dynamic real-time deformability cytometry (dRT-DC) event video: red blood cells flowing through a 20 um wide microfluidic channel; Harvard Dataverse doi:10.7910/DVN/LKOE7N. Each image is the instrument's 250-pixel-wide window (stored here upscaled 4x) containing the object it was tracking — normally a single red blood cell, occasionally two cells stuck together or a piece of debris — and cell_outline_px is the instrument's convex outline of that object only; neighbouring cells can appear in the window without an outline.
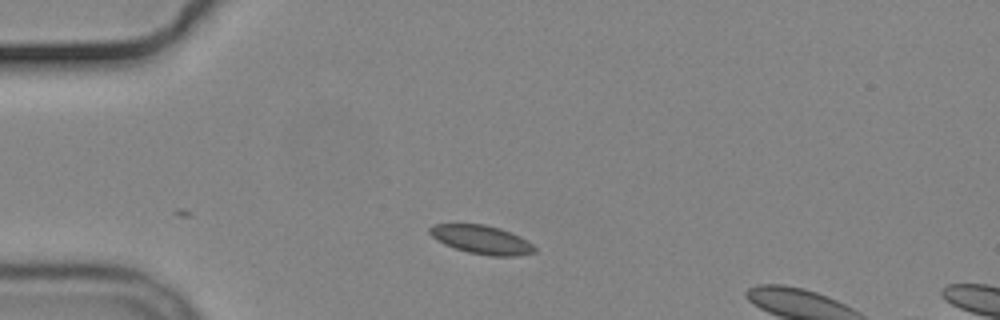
{"species": "common noctule bat (a hibernating species)", "species_latin": "Nyctalus noctula", "temperature_condition": "cold", "stored_images_in_passage": 4, "camera_frame_rate_fps": 3000, "um_per_image_px": 0.085, "animal": {"sex": "male", "body_mass_g": 19.2, "forearm_length_mm": 51.8}, "frame": {"image": 1, "passage_image": 1, "time_ms": 0.0, "image_size_px": [1000, 320], "cell_outline_px": [[536, 252], [516, 256], [492, 256], [468, 252], [444, 244], [436, 240], [428, 232], [428, 228], [432, 224], [484, 224], [500, 228], [512, 232], [520, 236], [532, 244], [536, 248]], "centroid_in_image_um": [40.93, 20.36], "position_along_channel_um": 44.1, "area_um2": 17.57}}